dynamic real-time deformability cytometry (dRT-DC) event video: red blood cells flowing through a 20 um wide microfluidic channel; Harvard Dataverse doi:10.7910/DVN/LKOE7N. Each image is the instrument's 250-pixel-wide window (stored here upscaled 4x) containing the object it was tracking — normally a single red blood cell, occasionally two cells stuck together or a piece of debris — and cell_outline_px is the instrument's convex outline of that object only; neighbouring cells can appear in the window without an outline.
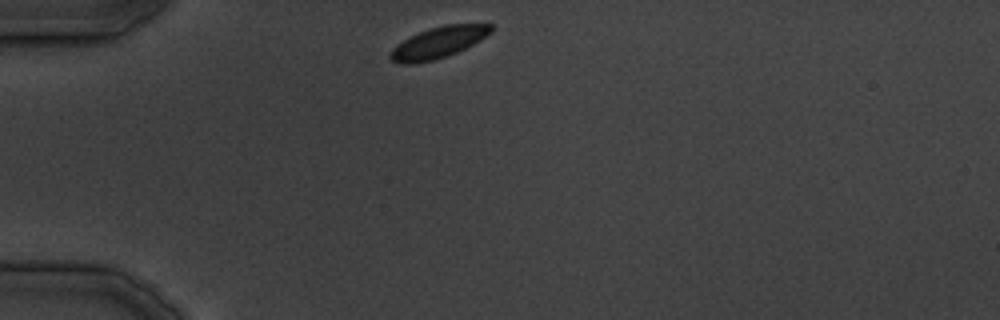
{"species": "common noctule bat (a hibernating species)", "species_latin": "Nyctalus noctula", "temperature_condition": "cold", "stored_images_in_passage": 29, "camera_frame_rate_fps": 3000, "um_per_image_px": 0.085, "animal": {"sex": "male", "body_mass_g": 19.5, "forearm_length_mm": 54.6}, "frame": {"image": 1, "passage_image": 1, "time_ms": 0.0, "image_size_px": [1000, 320], "cell_outline_px": [[496, 24], [492, 32], [480, 40], [456, 52], [432, 60], [412, 64], [404, 64], [392, 60], [388, 56], [392, 48], [396, 44], [428, 28], [444, 24]], "centroid_in_image_um": [37.28, 3.59], "position_along_channel_um": 47.7, "area_um2": 18.15}}
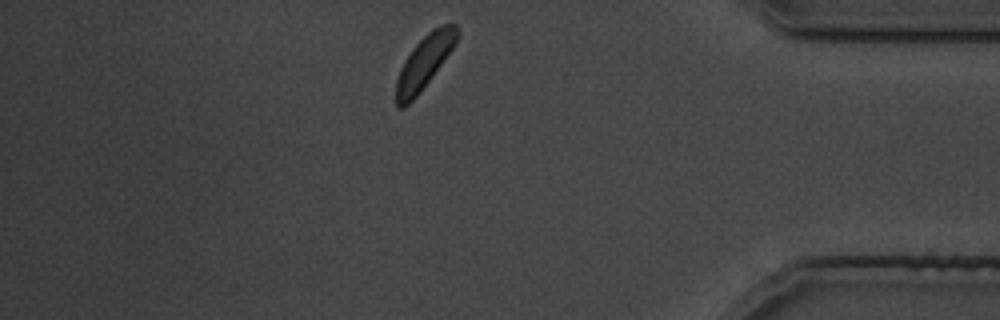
{"frame": {"image": 2, "passage_image": 24, "time_ms": 28.333, "image_size_px": [1000, 320], "cell_outline_px": [[456, 40], [452, 48], [432, 76], [416, 96], [404, 108], [396, 108], [396, 80], [400, 68], [404, 60], [412, 48], [432, 28], [440, 24], [456, 24]], "centroid_in_image_um": [36.01, 5.3], "position_along_channel_um": 399.2, "area_um2": 18.38}}
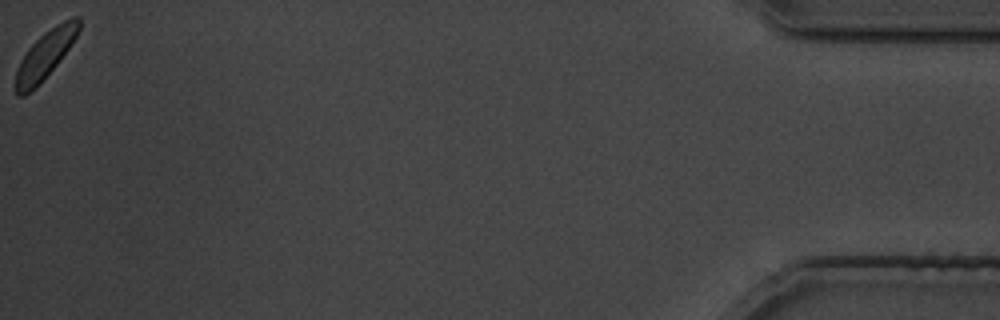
{"frame": {"image": 3, "passage_image": 29, "time_ms": 34.667, "image_size_px": [1000, 320], "cell_outline_px": [[80, 28], [76, 36], [68, 48], [56, 64], [24, 96], [16, 96], [16, 72], [20, 60], [28, 48], [44, 32], [56, 24], [64, 20], [76, 16], [80, 16]], "centroid_in_image_um": [3.84, 4.59], "position_along_channel_um": 431.4, "area_um2": 16.88}}